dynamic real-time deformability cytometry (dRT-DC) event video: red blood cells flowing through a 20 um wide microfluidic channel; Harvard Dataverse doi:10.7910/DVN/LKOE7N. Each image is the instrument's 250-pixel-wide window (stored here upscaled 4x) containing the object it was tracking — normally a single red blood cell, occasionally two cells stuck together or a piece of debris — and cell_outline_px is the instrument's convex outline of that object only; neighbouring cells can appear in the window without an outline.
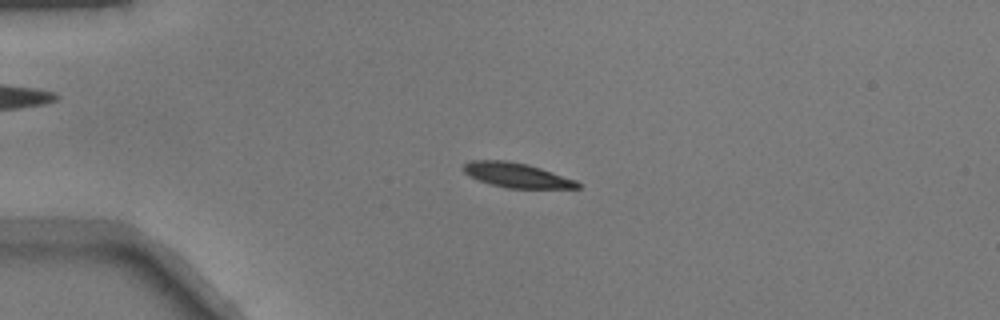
{"species": "common noctule bat (a hibernating species)", "species_latin": "Nyctalus noctula", "temperature_condition": "warm", "stored_images_in_passage": 52, "camera_frame_rate_fps": 3000, "um_per_image_px": 0.085, "animal": {"sex": "male", "body_mass_g": 17.9}, "frame": {"image": 1, "passage_image": 14, "time_ms": 4.333, "image_size_px": [1000, 320], "cell_outline_px": [[580, 188], [504, 188], [468, 176], [464, 172], [464, 164], [468, 160], [508, 160], [528, 164], [576, 180], [580, 184]], "centroid_in_image_um": [43.9, 14.88], "position_along_channel_um": 41.1, "area_um2": 16.36}}
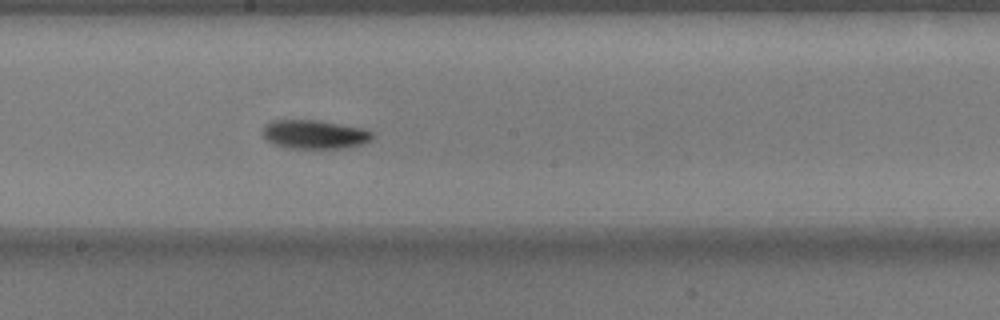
{"frame": {"image": 2, "passage_image": 30, "time_ms": 9.667, "image_size_px": [1000, 320], "cell_outline_px": [[372, 140], [360, 144], [344, 148], [288, 148], [276, 144], [268, 140], [264, 136], [264, 124], [272, 120], [320, 120], [360, 128], [372, 132]], "centroid_in_image_um": [26.72, 11.41], "position_along_channel_um": 221.5, "area_um2": 18.15}}
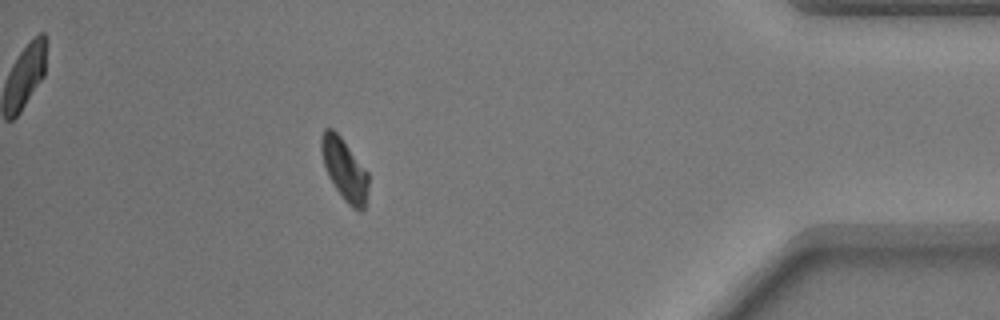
{"frame": {"image": 3, "passage_image": 47, "time_ms": 15.333, "image_size_px": [1000, 320], "cell_outline_px": [[368, 188], [364, 208], [360, 212], [352, 208], [344, 200], [328, 176], [324, 164], [320, 148], [320, 140], [324, 128], [332, 128], [340, 136], [368, 172]], "centroid_in_image_um": [29.27, 14.4], "position_along_channel_um": 405.9, "area_um2": 16.82}}